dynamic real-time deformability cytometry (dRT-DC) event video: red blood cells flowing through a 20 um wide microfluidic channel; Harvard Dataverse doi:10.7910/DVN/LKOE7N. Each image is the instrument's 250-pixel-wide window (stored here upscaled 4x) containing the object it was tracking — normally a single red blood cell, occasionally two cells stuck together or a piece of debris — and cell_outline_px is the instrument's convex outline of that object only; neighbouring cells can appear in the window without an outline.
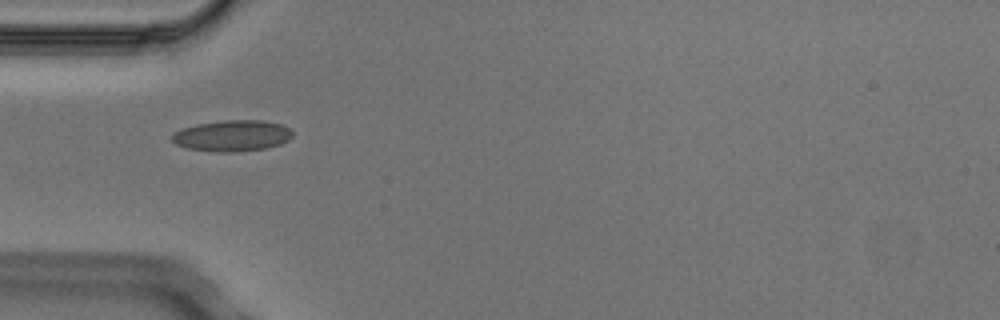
{"species": "Egyptian fruit bat (a non-hibernating species)", "species_latin": "Rousettus aegyptiacus", "temperature_condition": "cold", "stored_images_in_passage": 7, "camera_frame_rate_fps": 3000, "um_per_image_px": 0.085, "animal": {"sex": "male"}, "frame": {"image": 1, "passage_image": 6, "time_ms": 1.667, "image_size_px": [1000, 320], "cell_outline_px": [[292, 136], [288, 140], [280, 144], [268, 148], [232, 152], [220, 152], [188, 148], [176, 144], [172, 140], [172, 136], [180, 128], [196, 124], [224, 120], [260, 120], [280, 124], [288, 128], [292, 132]], "centroid_in_image_um": [19.74, 11.53], "position_along_channel_um": 65.3, "area_um2": 21.73}}
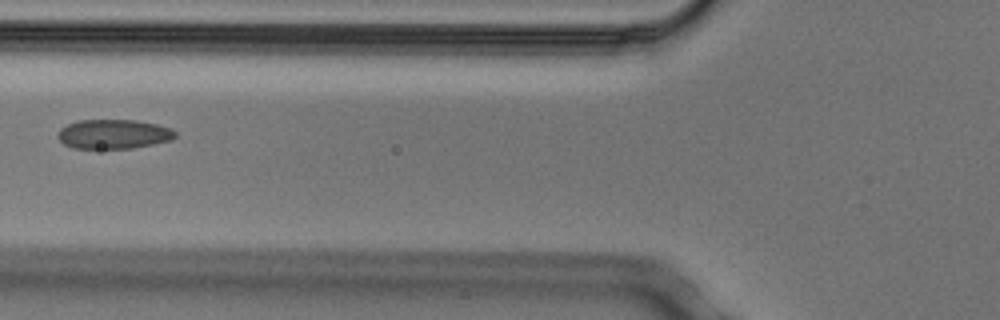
{"frame": {"image": 2, "passage_image": 7, "time_ms": 2.0, "image_size_px": [1000, 320], "cell_outline_px": [[176, 136], [172, 140], [132, 148], [72, 148], [64, 144], [56, 136], [56, 132], [60, 128], [68, 124], [80, 120], [136, 120], [156, 124], [172, 128], [176, 132]], "centroid_in_image_um": [9.64, 11.39], "position_along_channel_um": 116.2, "area_um2": 20.17}}